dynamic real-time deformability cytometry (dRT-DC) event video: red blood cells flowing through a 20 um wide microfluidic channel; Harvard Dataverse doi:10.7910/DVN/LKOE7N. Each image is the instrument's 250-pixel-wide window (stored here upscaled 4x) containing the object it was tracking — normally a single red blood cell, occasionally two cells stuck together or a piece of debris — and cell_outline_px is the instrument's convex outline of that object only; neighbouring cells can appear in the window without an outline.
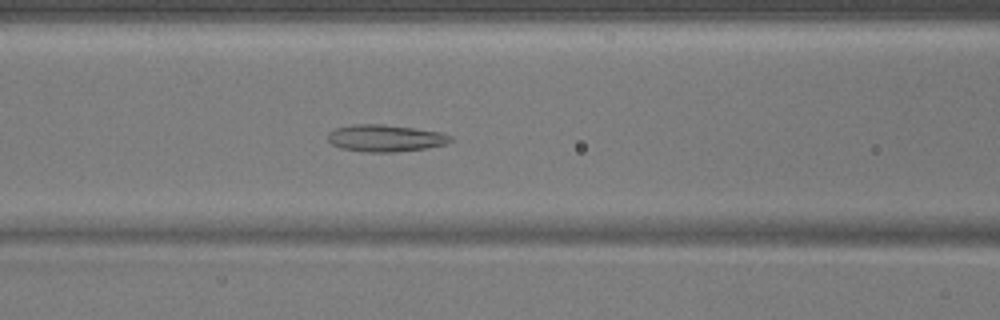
{"species": "common noctule bat (a hibernating species)", "species_latin": "Nyctalus noctula", "temperature_condition": "warm", "stored_images_in_passage": 51, "camera_frame_rate_fps": 3000, "um_per_image_px": 0.085, "animal": {"sex": "male", "body_mass_g": 17.9}, "frame": {"image": 1, "passage_image": 21, "time_ms": 6.667, "image_size_px": [1000, 320], "cell_outline_px": [[452, 140], [444, 144], [424, 148], [396, 152], [368, 152], [340, 148], [332, 144], [328, 140], [328, 132], [336, 128], [352, 124], [384, 124], [440, 132], [452, 136]], "centroid_in_image_um": [32.71, 11.74], "position_along_channel_um": 133.9, "area_um2": 19.13}}
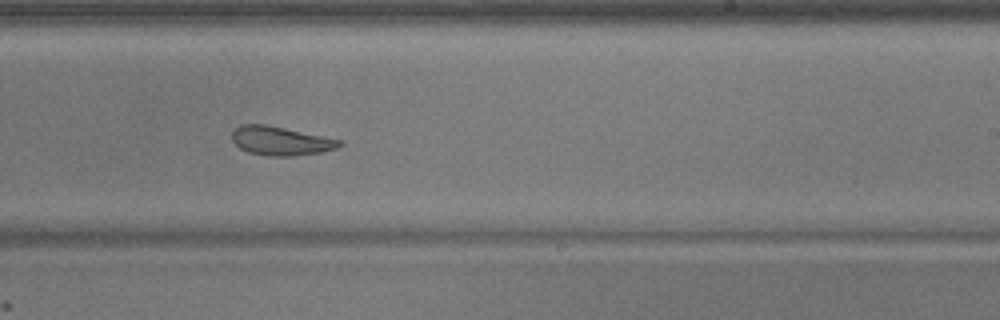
{"frame": {"image": 2, "passage_image": 31, "time_ms": 10.0, "image_size_px": [1000, 320], "cell_outline_px": [[344, 144], [336, 148], [320, 152], [292, 156], [268, 156], [248, 152], [240, 148], [232, 140], [232, 132], [240, 124], [264, 124], [324, 136], [340, 140]], "centroid_in_image_um": [23.84, 11.97], "position_along_channel_um": 265.2, "area_um2": 17.92}}
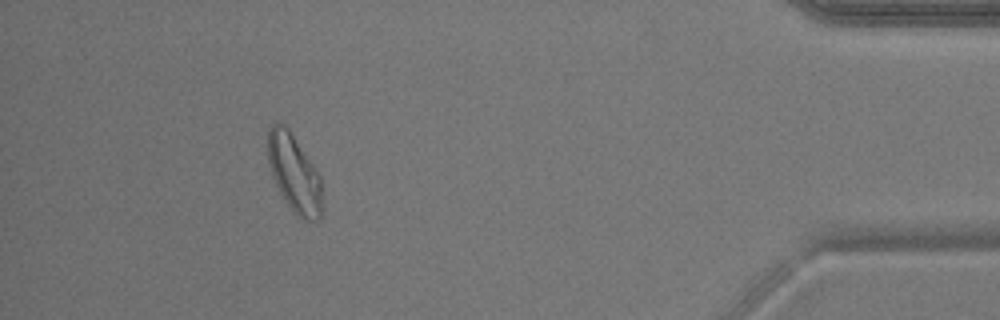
{"frame": {"image": 3, "passage_image": 46, "time_ms": 15.0, "image_size_px": [1000, 320], "cell_outline_px": [[324, 208], [320, 220], [304, 220], [296, 216], [280, 192], [272, 176], [268, 160], [268, 128], [276, 120], [284, 124], [288, 128], [316, 168], [320, 176]], "centroid_in_image_um": [25.04, 14.75], "position_along_channel_um": 410.2, "area_um2": 24.97}}